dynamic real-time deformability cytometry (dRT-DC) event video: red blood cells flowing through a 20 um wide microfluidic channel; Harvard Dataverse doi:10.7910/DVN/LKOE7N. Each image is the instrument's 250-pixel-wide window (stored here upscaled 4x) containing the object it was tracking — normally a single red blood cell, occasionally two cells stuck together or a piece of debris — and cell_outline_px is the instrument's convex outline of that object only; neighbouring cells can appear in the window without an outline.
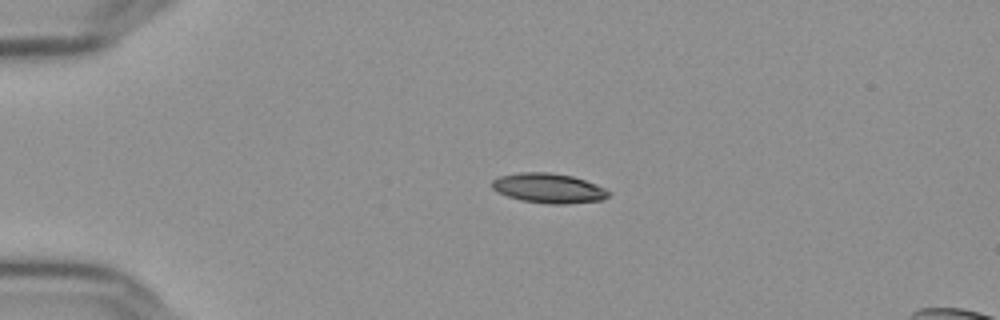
{"species": "Egyptian fruit bat (a non-hibernating species)", "species_latin": "Rousettus aegyptiacus", "temperature_condition": "cold", "stored_images_in_passage": 44, "camera_frame_rate_fps": 3000, "um_per_image_px": 0.085, "frame": {"image": 1, "passage_image": 1, "time_ms": 0.0, "image_size_px": [1000, 320], "cell_outline_px": [[612, 192], [604, 200], [564, 204], [548, 204], [520, 200], [496, 192], [492, 188], [492, 180], [500, 176], [520, 172], [548, 172], [572, 176], [596, 184]], "centroid_in_image_um": [46.63, 16.0], "position_along_channel_um": 38.4, "area_um2": 20.29}}
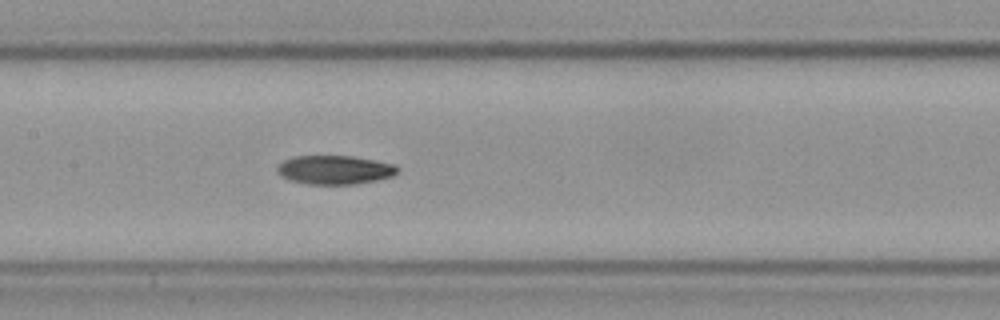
{"frame": {"image": 2, "passage_image": 16, "time_ms": 5.0, "image_size_px": [1000, 320], "cell_outline_px": [[400, 168], [392, 176], [376, 180], [356, 184], [308, 184], [292, 180], [284, 176], [276, 168], [284, 160], [296, 156], [352, 156], [392, 164]], "centroid_in_image_um": [28.47, 14.43], "position_along_channel_um": 178.9, "area_um2": 19.77}}
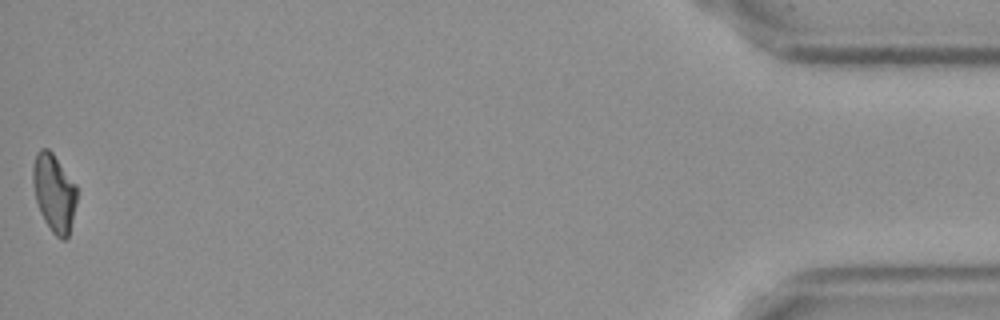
{"frame": {"image": 3, "passage_image": 44, "time_ms": 14.333, "image_size_px": [1000, 320], "cell_outline_px": [[76, 200], [72, 220], [68, 236], [64, 240], [60, 240], [52, 232], [44, 220], [40, 212], [36, 200], [32, 180], [32, 168], [36, 152], [40, 148], [48, 148], [52, 152], [76, 184]], "centroid_in_image_um": [4.58, 16.36], "position_along_channel_um": 430.6, "area_um2": 19.88}, "authors_computed_cell_mechanics": {"area_um2": 20.0855, "velocity_mm_per_s": 3.6411, "shape_relaxation_time_tau1_ms": 5.1121, "shape_relaxation_time_tau2_ms": 6.5584, "deformation_change_tau1": 0.1703, "deformation_change_tau2": 0.127}}